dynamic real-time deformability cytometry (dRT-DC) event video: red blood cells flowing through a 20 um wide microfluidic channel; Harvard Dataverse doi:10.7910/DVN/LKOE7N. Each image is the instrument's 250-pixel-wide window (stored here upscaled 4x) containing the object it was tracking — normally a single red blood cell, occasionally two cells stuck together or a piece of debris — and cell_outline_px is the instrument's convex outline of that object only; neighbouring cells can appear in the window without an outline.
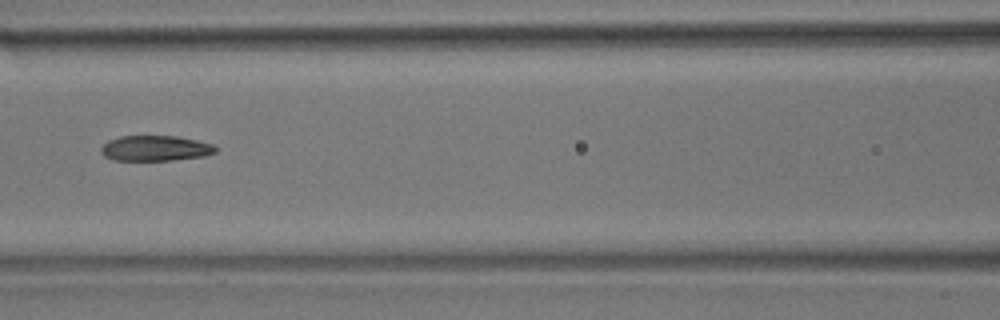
{"species": "common noctule bat (a hibernating species)", "species_latin": "Nyctalus noctula", "temperature_condition": "room temperature", "stored_images_in_passage": 9, "camera_frame_rate_fps": 3000, "um_per_image_px": 0.085, "animal": {"sex": "male", "body_mass_g": 17.9}, "frame": {"image": 1, "passage_image": 6, "time_ms": 1.667, "image_size_px": [1000, 320], "cell_outline_px": [[216, 152], [204, 156], [172, 160], [112, 160], [104, 156], [100, 152], [100, 148], [108, 140], [120, 136], [176, 136], [196, 140], [212, 144], [216, 148]], "centroid_in_image_um": [13.17, 12.6], "position_along_channel_um": 153.4, "area_um2": 16.94}}
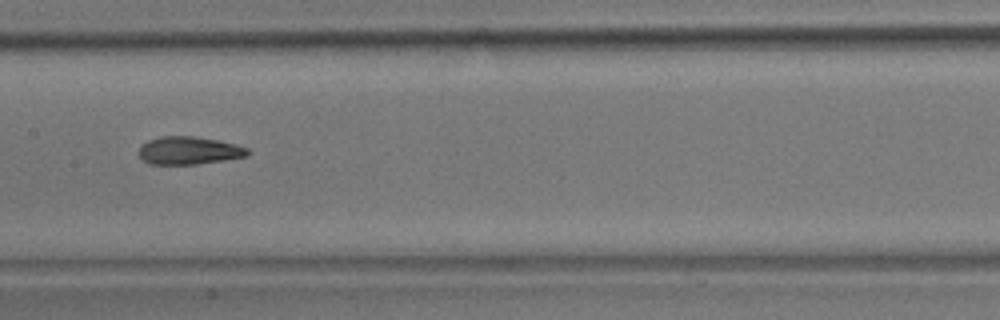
{"frame": {"image": 2, "passage_image": 7, "time_ms": 2.0, "image_size_px": [1000, 320], "cell_outline_px": [[248, 156], [224, 160], [196, 164], [148, 164], [140, 156], [140, 144], [148, 140], [160, 136], [192, 136], [216, 140], [236, 144], [248, 148]], "centroid_in_image_um": [16.04, 12.79], "position_along_channel_um": 191.4, "area_um2": 17.57}}
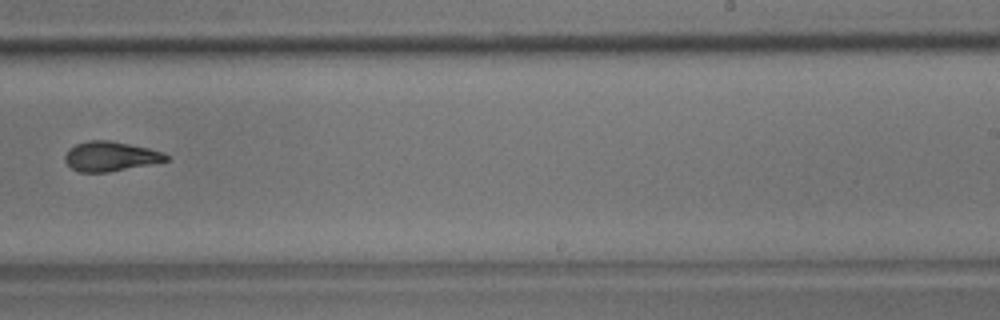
{"frame": {"image": 3, "passage_image": 9, "time_ms": 2.667, "image_size_px": [1000, 320], "cell_outline_px": [[168, 160], [108, 172], [80, 172], [72, 168], [64, 160], [64, 156], [68, 148], [76, 144], [88, 140], [112, 140], [148, 148], [164, 152], [168, 156]], "centroid_in_image_um": [9.35, 13.27], "position_along_channel_um": 279.7, "area_um2": 17.4}}